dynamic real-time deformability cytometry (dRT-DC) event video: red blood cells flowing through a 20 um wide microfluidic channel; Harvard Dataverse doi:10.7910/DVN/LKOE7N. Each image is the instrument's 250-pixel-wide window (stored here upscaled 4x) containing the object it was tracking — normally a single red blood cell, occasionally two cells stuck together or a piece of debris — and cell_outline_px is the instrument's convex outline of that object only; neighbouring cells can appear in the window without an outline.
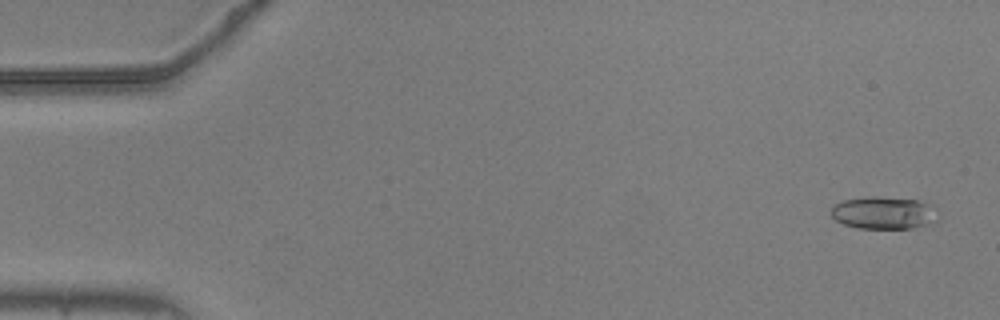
{"species": "common noctule bat (a hibernating species)", "species_latin": "Nyctalus noctula", "temperature_condition": "warm", "stored_images_in_passage": 19, "camera_frame_rate_fps": 3000, "um_per_image_px": 0.085, "animal": {"sex": "male", "body_mass_g": 20.5, "forearm_length_mm": 52.5}, "frame": {"image": 1, "passage_image": 2, "time_ms": 0.333, "image_size_px": [1000, 320], "cell_outline_px": [[940, 216], [936, 220], [928, 224], [912, 228], [856, 228], [844, 224], [836, 220], [832, 216], [832, 208], [836, 204], [844, 200], [872, 196], [916, 200], [936, 208]], "centroid_in_image_um": [75.14, 18.1], "position_along_channel_um": 9.9, "area_um2": 20.0}}
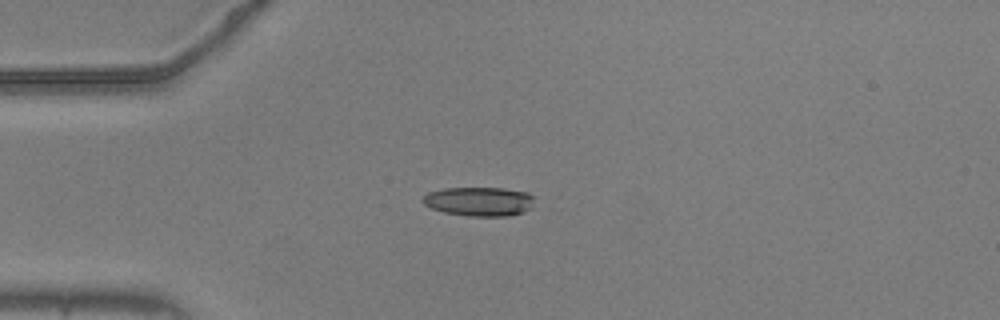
{"frame": {"image": 2, "passage_image": 14, "time_ms": 4.333, "image_size_px": [1000, 320], "cell_outline_px": [[532, 200], [528, 208], [524, 212], [508, 216], [468, 216], [444, 212], [432, 208], [424, 204], [420, 200], [428, 192], [444, 188], [504, 188], [528, 192], [532, 196]], "centroid_in_image_um": [40.69, 17.12], "position_along_channel_um": 44.3, "area_um2": 18.84}}